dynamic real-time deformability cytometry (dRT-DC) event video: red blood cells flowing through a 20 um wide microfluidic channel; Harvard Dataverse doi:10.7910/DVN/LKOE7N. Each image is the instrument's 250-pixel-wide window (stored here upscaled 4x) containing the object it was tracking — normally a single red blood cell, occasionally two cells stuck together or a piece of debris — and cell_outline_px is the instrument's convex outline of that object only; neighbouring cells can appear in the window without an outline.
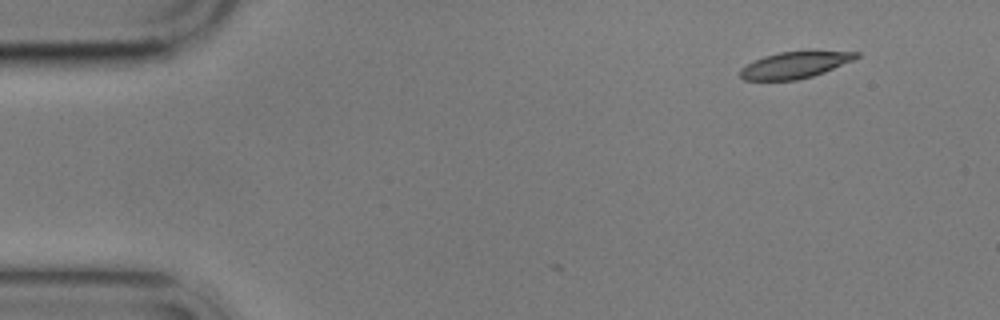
{"species": "common noctule bat (a hibernating species)", "species_latin": "Nyctalus noctula", "temperature_condition": "cold", "stored_images_in_passage": 4, "camera_frame_rate_fps": 3000, "um_per_image_px": 0.085, "animal": {"sex": "male", "body_mass_g": 17.9}, "frame": {"image": 1, "passage_image": 1, "time_ms": 0.0, "image_size_px": [1000, 320], "cell_outline_px": [[860, 56], [852, 60], [824, 72], [812, 76], [796, 80], [744, 80], [740, 76], [740, 68], [764, 56], [780, 52], [860, 52]], "centroid_in_image_um": [67.52, 5.54], "position_along_channel_um": 17.5, "area_um2": 17.4}}
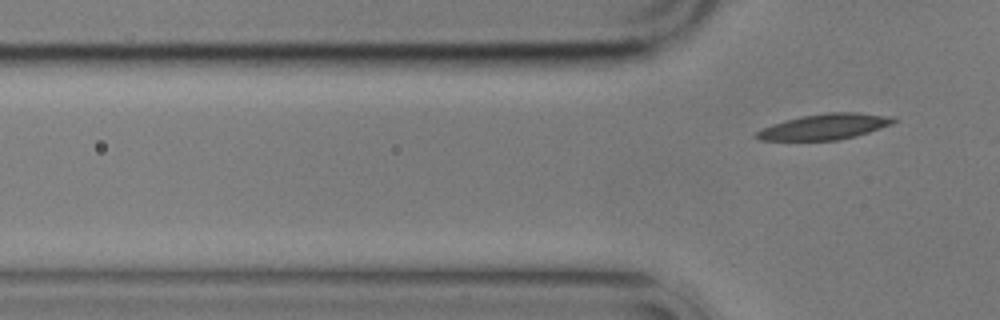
{"frame": {"image": 2, "passage_image": 4, "time_ms": 3.667, "image_size_px": [1000, 320], "cell_outline_px": [[896, 120], [892, 124], [856, 136], [836, 140], [760, 140], [752, 136], [756, 132], [772, 124], [800, 116], [828, 112], [856, 112], [884, 116]], "centroid_in_image_um": [70.03, 10.77], "position_along_channel_um": 55.8, "area_um2": 20.17}}